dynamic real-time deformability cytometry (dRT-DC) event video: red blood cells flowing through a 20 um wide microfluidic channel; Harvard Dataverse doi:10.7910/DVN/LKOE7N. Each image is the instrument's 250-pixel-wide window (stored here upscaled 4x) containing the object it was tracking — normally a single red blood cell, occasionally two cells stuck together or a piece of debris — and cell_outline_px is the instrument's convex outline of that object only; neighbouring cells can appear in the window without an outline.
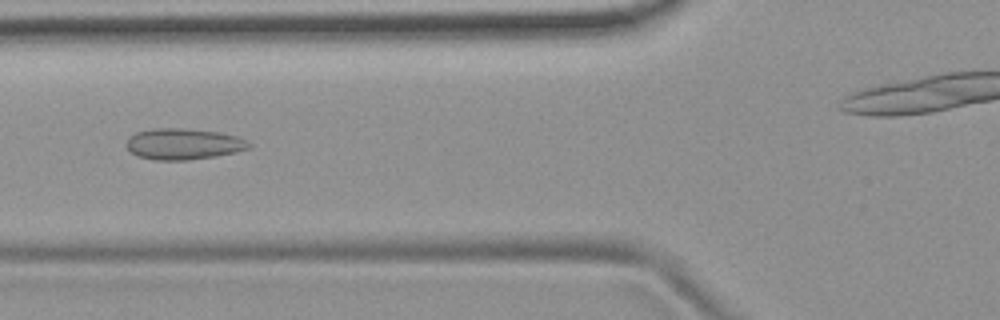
{"species": "common noctule bat (a hibernating species)", "species_latin": "Nyctalus noctula", "temperature_condition": "room temperature", "stored_images_in_passage": 46, "camera_frame_rate_fps": 3000, "um_per_image_px": 0.085, "animal": {"sex": "female", "body_mass_g": 19.9}, "frame": {"image": 1, "passage_image": 20, "time_ms": 6.333, "image_size_px": [1000, 320], "cell_outline_px": [[252, 148], [236, 152], [216, 156], [188, 160], [156, 160], [136, 156], [124, 144], [128, 136], [136, 132], [152, 128], [184, 128], [220, 132], [236, 136], [252, 144]], "centroid_in_image_um": [15.57, 12.23], "position_along_channel_um": 110.2, "area_um2": 22.48}}
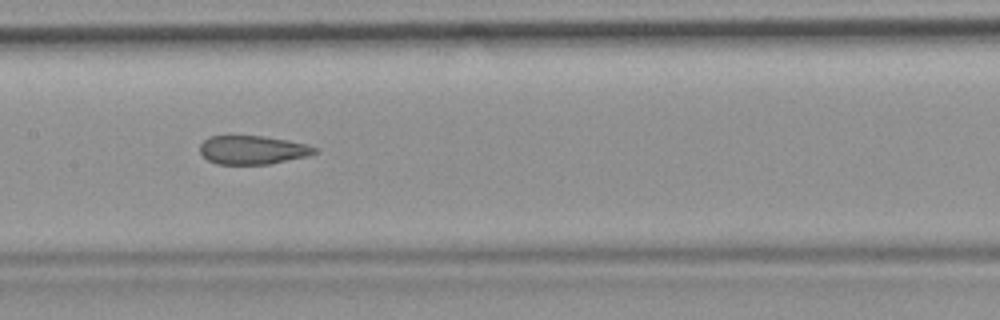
{"frame": {"image": 2, "passage_image": 26, "time_ms": 8.333, "image_size_px": [1000, 320], "cell_outline_px": [[320, 152], [308, 156], [268, 164], [216, 164], [208, 160], [200, 152], [200, 144], [208, 136], [264, 136], [288, 140], [308, 144], [320, 148]], "centroid_in_image_um": [21.53, 12.74], "position_along_channel_um": 185.9, "area_um2": 19.36}}
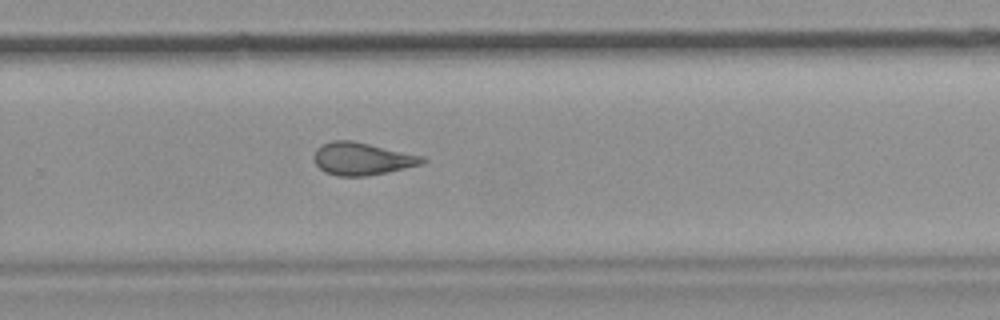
{"frame": {"image": 3, "passage_image": 35, "time_ms": 11.333, "image_size_px": [1000, 320], "cell_outline_px": [[428, 160], [420, 164], [388, 172], [368, 176], [340, 176], [324, 172], [316, 164], [316, 148], [332, 140], [352, 140], [424, 156]], "centroid_in_image_um": [30.8, 13.49], "position_along_channel_um": 299.0, "area_um2": 20.35}}